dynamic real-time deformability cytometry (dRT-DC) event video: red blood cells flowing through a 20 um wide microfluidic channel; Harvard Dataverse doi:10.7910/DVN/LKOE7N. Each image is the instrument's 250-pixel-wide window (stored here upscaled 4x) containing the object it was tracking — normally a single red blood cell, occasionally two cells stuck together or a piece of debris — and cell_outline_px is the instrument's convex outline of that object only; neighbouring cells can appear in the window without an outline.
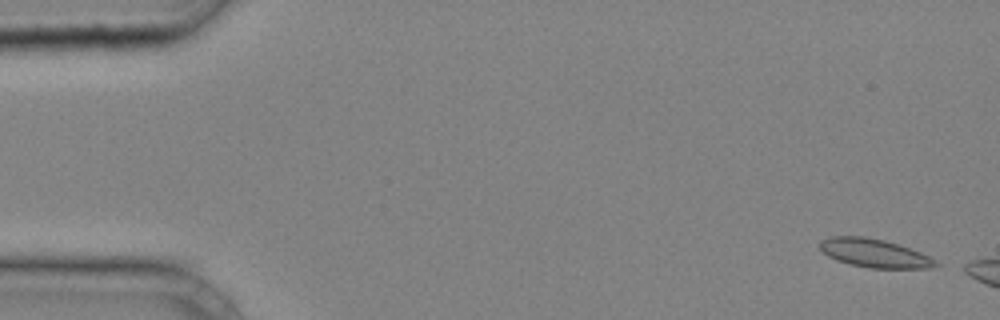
{"species": "common noctule bat (a hibernating species)", "species_latin": "Nyctalus noctula", "temperature_condition": "cold", "stored_images_in_passage": 5, "camera_frame_rate_fps": 3000, "um_per_image_px": 0.085, "animal": {"sex": "male", "body_mass_g": 20.4}, "frame": {"image": 1, "passage_image": 1, "time_ms": 0.0, "image_size_px": [1000, 320], "cell_outline_px": [[940, 264], [932, 268], [868, 268], [848, 264], [836, 260], [828, 256], [820, 248], [820, 240], [832, 236], [864, 236], [884, 240], [920, 252], [936, 260]], "centroid_in_image_um": [74.31, 21.52], "position_along_channel_um": 10.7, "area_um2": 19.19}}